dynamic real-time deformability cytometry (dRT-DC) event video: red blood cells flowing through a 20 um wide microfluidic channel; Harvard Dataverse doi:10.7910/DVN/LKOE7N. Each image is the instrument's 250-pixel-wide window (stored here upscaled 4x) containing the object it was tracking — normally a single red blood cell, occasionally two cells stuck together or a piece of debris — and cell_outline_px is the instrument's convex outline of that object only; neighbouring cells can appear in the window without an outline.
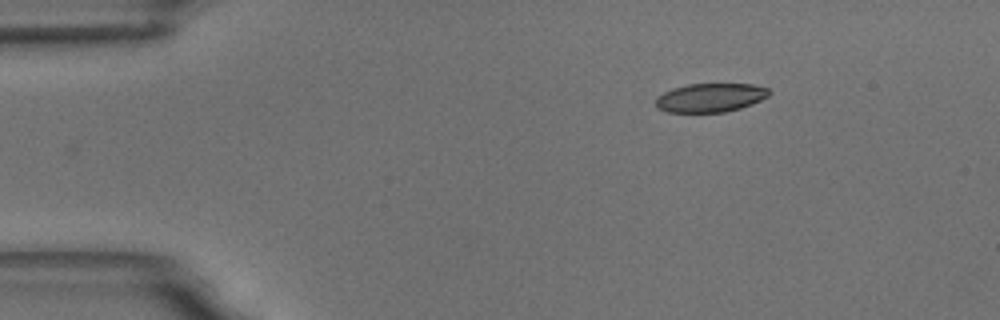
{"species": "common noctule bat (a hibernating species)", "species_latin": "Nyctalus noctula", "temperature_condition": "room temperature", "stored_images_in_passage": 44, "camera_frame_rate_fps": 3000, "um_per_image_px": 0.085, "animal": {"sex": "male", "body_mass_g": 18.8}, "frame": {"image": 1, "passage_image": 1, "time_ms": 0.0, "image_size_px": [1000, 320], "cell_outline_px": [[772, 92], [768, 96], [752, 104], [740, 108], [724, 112], [664, 112], [656, 108], [656, 96], [672, 88], [688, 84], [752, 84], [768, 88]], "centroid_in_image_um": [60.36, 8.3], "position_along_channel_um": 24.6, "area_um2": 19.13}}
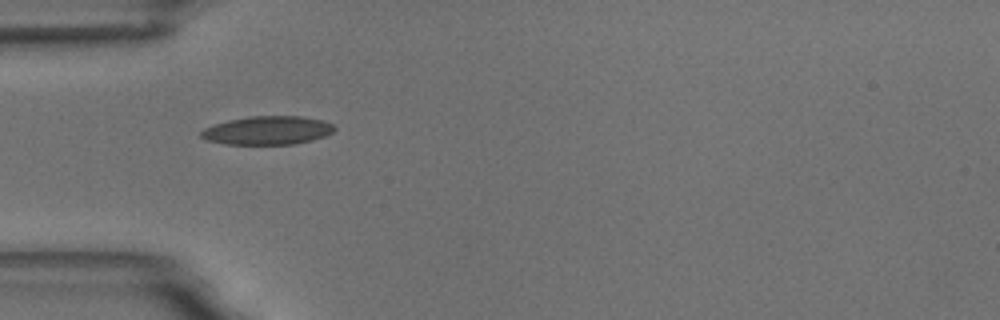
{"frame": {"image": 2, "passage_image": 10, "time_ms": 3.0, "image_size_px": [1000, 320], "cell_outline_px": [[336, 128], [332, 132], [324, 136], [312, 140], [296, 144], [224, 144], [204, 140], [200, 136], [200, 132], [204, 128], [228, 120], [248, 116], [300, 116], [324, 120], [332, 124]], "centroid_in_image_um": [22.73, 11.08], "position_along_channel_um": 62.3, "area_um2": 22.25}}
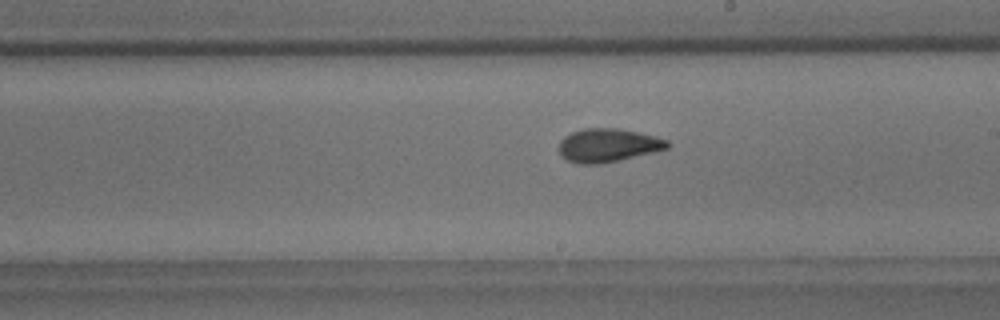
{"frame": {"image": 3, "passage_image": 25, "time_ms": 8.0, "image_size_px": [1000, 320], "cell_outline_px": [[672, 144], [668, 148], [620, 160], [600, 164], [576, 164], [560, 156], [560, 140], [564, 136], [572, 132], [584, 128], [616, 128], [656, 136], [668, 140]], "centroid_in_image_um": [51.67, 12.35], "position_along_channel_um": 237.3, "area_um2": 21.15}, "authors_computed_cell_mechanics": {"area_um2": 20.5479, "velocity_mm_per_s": 3.5125, "shape_relaxation_time_tau1_ms": 6.2814, "shape_relaxation_time_tau2_ms": 2.2998, "deformation_change_tau1": 0.1735, "deformation_change_tau2": 0.0853}}